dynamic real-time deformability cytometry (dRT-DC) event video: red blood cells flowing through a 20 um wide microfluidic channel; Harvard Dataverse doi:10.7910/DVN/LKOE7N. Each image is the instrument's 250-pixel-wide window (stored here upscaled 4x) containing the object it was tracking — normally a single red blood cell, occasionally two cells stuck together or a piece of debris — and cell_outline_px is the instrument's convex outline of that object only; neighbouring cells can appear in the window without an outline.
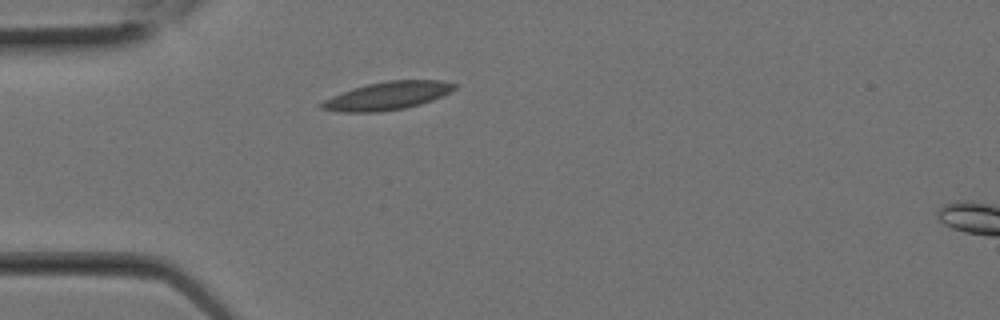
{"species": "Egyptian fruit bat (a non-hibernating species)", "species_latin": "Rousettus aegyptiacus", "temperature_condition": "room temperature", "stored_images_in_passage": 3, "camera_frame_rate_fps": 3000, "um_per_image_px": 0.085, "animal": {"sex": "female"}, "frame": {"image": 1, "passage_image": 2, "time_ms": 0.333, "image_size_px": [1000, 320], "cell_outline_px": [[456, 88], [432, 100], [420, 104], [404, 108], [380, 112], [340, 112], [320, 108], [320, 104], [324, 100], [332, 96], [352, 88], [368, 84], [388, 80], [440, 80], [456, 84]], "centroid_in_image_um": [32.91, 8.14], "position_along_channel_um": 52.1, "area_um2": 21.5}}